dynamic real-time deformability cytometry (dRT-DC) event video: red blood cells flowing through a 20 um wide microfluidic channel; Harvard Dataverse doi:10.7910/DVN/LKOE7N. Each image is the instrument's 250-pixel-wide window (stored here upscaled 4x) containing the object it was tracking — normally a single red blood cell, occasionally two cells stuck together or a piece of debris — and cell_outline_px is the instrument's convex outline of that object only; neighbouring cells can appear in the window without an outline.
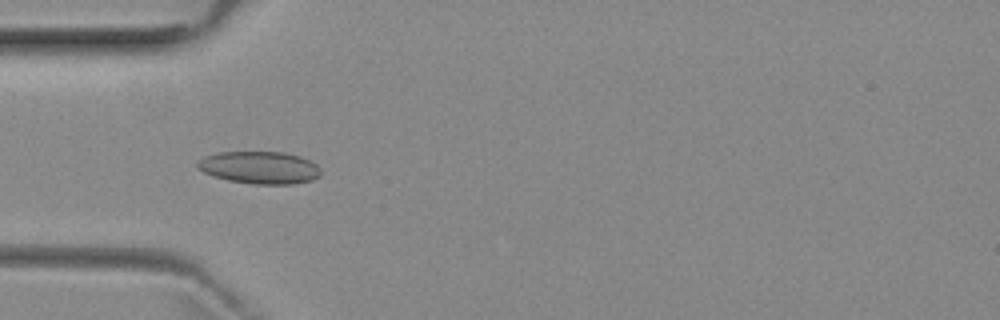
{"species": "common noctule bat (a hibernating species)", "species_latin": "Nyctalus noctula", "temperature_condition": "room temperature", "stored_images_in_passage": 6, "camera_frame_rate_fps": 3000, "um_per_image_px": 0.085, "animal": {"sex": "female", "body_mass_g": 29.2, "forearm_length_mm": 56.3}, "frame": {"image": 1, "passage_image": 4, "time_ms": 4.333, "image_size_px": [1000, 320], "cell_outline_px": [[320, 176], [312, 180], [292, 184], [252, 184], [228, 180], [212, 176], [196, 168], [196, 160], [204, 156], [220, 152], [284, 152], [300, 156], [316, 164], [320, 168]], "centroid_in_image_um": [22.03, 14.24], "position_along_channel_um": 63.0, "area_um2": 23.47}}
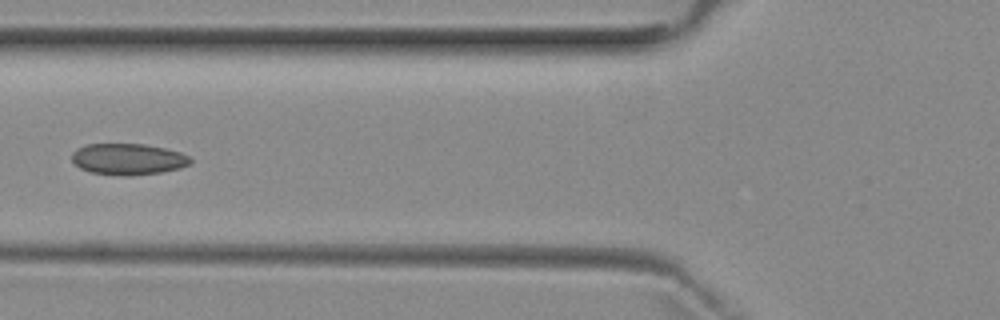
{"frame": {"image": 2, "passage_image": 5, "time_ms": 5.667, "image_size_px": [1000, 320], "cell_outline_px": [[192, 164], [180, 168], [160, 172], [128, 176], [120, 176], [92, 172], [80, 168], [72, 160], [72, 152], [76, 148], [88, 144], [144, 144], [164, 148], [180, 152], [188, 156], [192, 160]], "centroid_in_image_um": [10.89, 13.53], "position_along_channel_um": 114.9, "area_um2": 21.62}}
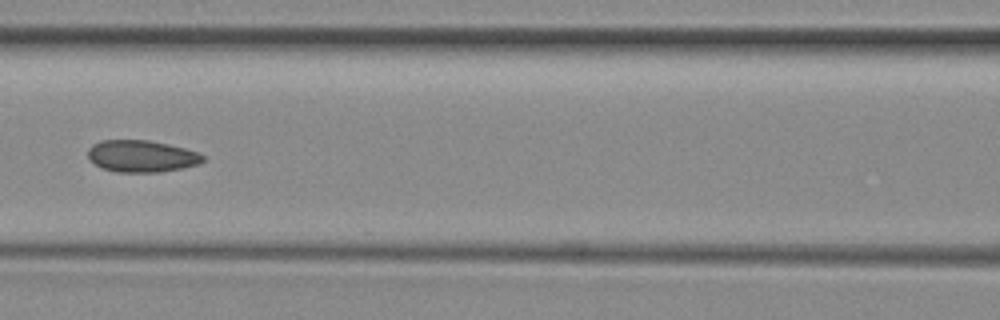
{"frame": {"image": 3, "passage_image": 6, "time_ms": 6.667, "image_size_px": [1000, 320], "cell_outline_px": [[204, 160], [200, 164], [160, 172], [116, 172], [104, 168], [88, 160], [88, 148], [92, 144], [100, 140], [148, 140], [168, 144], [184, 148], [196, 152], [204, 156]], "centroid_in_image_um": [12.0, 13.27], "position_along_channel_um": 154.6, "area_um2": 21.33}}